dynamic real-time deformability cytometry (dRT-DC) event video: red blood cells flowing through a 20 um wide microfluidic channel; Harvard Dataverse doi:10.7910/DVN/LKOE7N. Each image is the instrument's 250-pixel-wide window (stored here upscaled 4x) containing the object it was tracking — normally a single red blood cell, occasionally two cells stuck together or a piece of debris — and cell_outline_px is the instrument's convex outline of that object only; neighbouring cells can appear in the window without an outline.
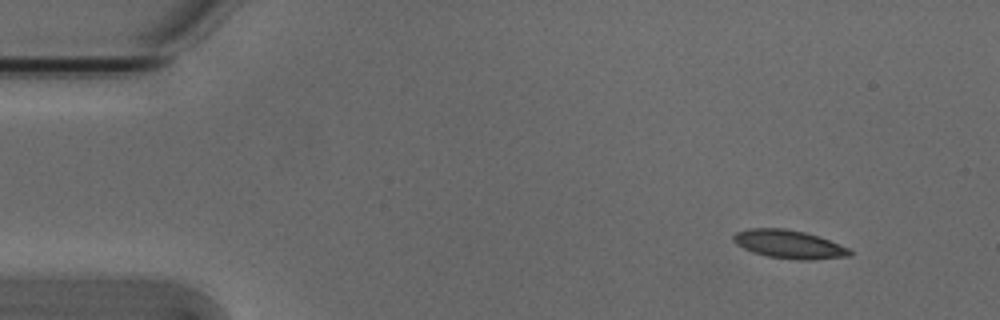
{"species": "Egyptian fruit bat (a non-hibernating species)", "species_latin": "Rousettus aegyptiacus", "temperature_condition": "cold", "stored_images_in_passage": 5, "camera_frame_rate_fps": 3000, "um_per_image_px": 0.085, "animal": {"sex": "male"}, "frame": {"image": 1, "passage_image": 1, "time_ms": 0.0, "image_size_px": [1000, 320], "cell_outline_px": [[852, 256], [812, 260], [796, 260], [768, 256], [752, 252], [736, 244], [732, 240], [732, 236], [736, 232], [748, 228], [784, 228], [804, 232], [820, 236], [848, 248], [852, 252]], "centroid_in_image_um": [67.06, 20.76], "position_along_channel_um": 17.9, "area_um2": 19.36}}
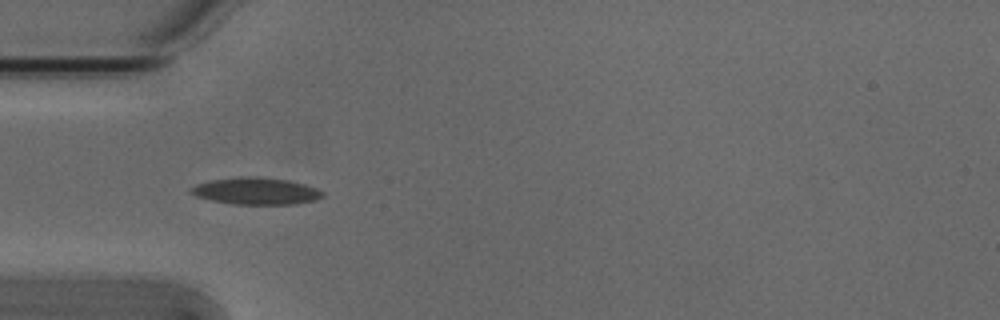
{"frame": {"image": 2, "passage_image": 4, "time_ms": 1.0, "image_size_px": [1000, 320], "cell_outline_px": [[324, 196], [316, 200], [296, 204], [232, 204], [212, 200], [196, 196], [188, 192], [188, 188], [196, 184], [208, 180], [240, 176], [260, 176], [288, 180], [304, 184], [316, 188], [324, 192]], "centroid_in_image_um": [21.73, 16.23], "position_along_channel_um": 63.3, "area_um2": 20.98}}
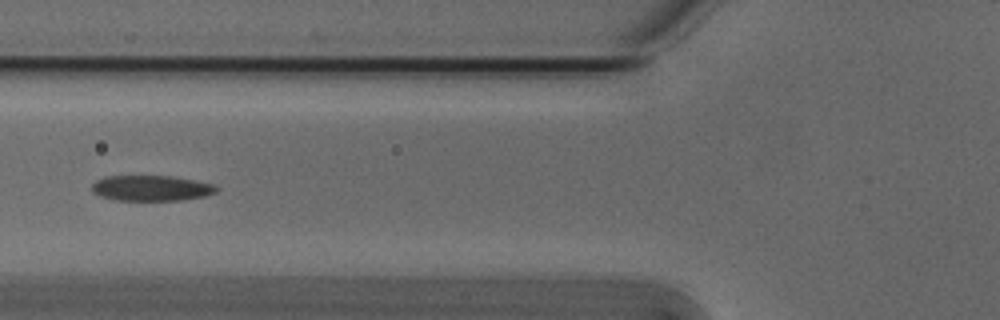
{"frame": {"image": 3, "passage_image": 5, "time_ms": 1.333, "image_size_px": [1000, 320], "cell_outline_px": [[220, 188], [216, 192], [204, 196], [180, 200], [116, 200], [100, 196], [92, 192], [92, 184], [96, 180], [104, 176], [172, 176], [216, 184]], "centroid_in_image_um": [12.87, 15.98], "position_along_channel_um": 112.9, "area_um2": 18.61}}